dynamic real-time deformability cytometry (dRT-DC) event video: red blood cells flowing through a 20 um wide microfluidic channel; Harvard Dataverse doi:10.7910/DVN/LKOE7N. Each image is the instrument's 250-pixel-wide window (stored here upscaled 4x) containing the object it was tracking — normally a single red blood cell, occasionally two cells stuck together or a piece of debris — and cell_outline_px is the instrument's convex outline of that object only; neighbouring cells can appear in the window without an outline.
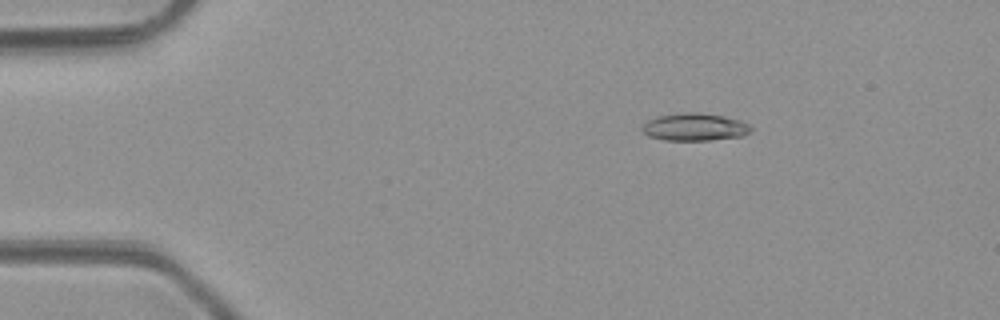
{"species": "common noctule bat (a hibernating species)", "species_latin": "Nyctalus noctula", "temperature_condition": "room temperature", "stored_images_in_passage": 2, "camera_frame_rate_fps": 3000, "um_per_image_px": 0.085, "animal": {"sex": "male", "body_mass_g": 23.1, "forearm_length_mm": 52.7}, "frame": {"image": 1, "passage_image": 1, "time_ms": 0.0, "image_size_px": [1000, 320], "cell_outline_px": [[752, 132], [740, 136], [708, 140], [664, 140], [648, 136], [640, 128], [648, 120], [660, 116], [688, 112], [692, 112], [724, 116], [740, 120], [748, 124], [752, 128]], "centroid_in_image_um": [59.05, 10.8], "position_along_channel_um": 25.9, "area_um2": 17.22}}